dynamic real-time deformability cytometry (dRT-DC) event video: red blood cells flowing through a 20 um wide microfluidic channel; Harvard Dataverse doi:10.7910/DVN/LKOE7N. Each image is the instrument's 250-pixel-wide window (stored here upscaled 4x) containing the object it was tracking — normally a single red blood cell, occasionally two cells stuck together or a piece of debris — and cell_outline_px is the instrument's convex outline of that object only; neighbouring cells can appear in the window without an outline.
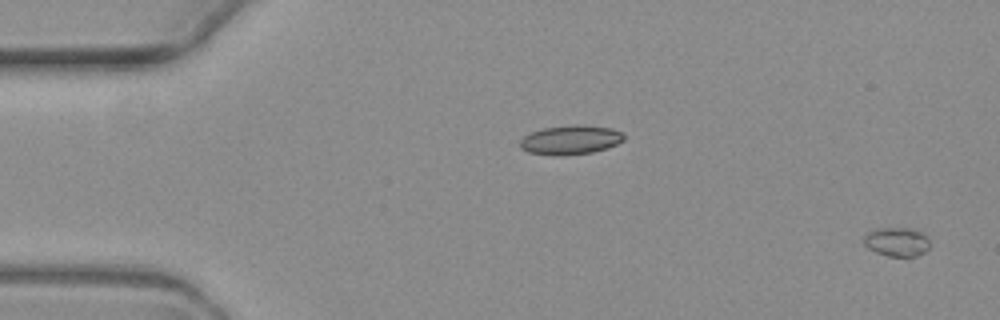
{"species": "common noctule bat (a hibernating species)", "species_latin": "Nyctalus noctula", "temperature_condition": "warm", "stored_images_in_passage": 6, "camera_frame_rate_fps": 3000, "um_per_image_px": 0.085, "animal": {"sex": "female", "body_mass_g": 19.3, "forearm_length_mm": 54.1}, "frame": {"image": 1, "passage_image": 1, "time_ms": 0.0, "image_size_px": [1000, 320], "cell_outline_px": [[928, 248], [924, 252], [916, 256], [888, 256], [876, 252], [868, 248], [864, 244], [864, 236], [872, 228], [912, 228], [924, 232], [928, 236]], "centroid_in_image_um": [76.23, 20.53], "position_along_channel_um": 8.8, "area_um2": 11.27}}
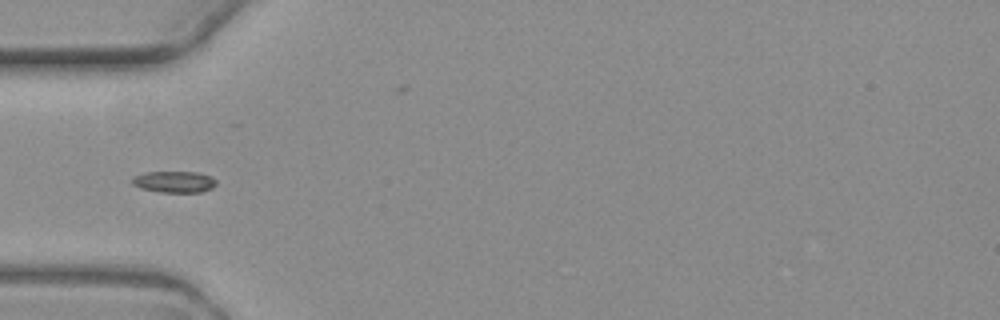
{"frame": {"image": 2, "passage_image": 5, "time_ms": 5.667, "image_size_px": [1000, 320], "cell_outline_px": [[216, 184], [212, 188], [200, 192], [160, 192], [140, 188], [132, 184], [132, 176], [148, 172], [196, 172], [212, 176], [216, 180]], "centroid_in_image_um": [14.81, 15.45], "position_along_channel_um": 70.2, "area_um2": 10.52}}